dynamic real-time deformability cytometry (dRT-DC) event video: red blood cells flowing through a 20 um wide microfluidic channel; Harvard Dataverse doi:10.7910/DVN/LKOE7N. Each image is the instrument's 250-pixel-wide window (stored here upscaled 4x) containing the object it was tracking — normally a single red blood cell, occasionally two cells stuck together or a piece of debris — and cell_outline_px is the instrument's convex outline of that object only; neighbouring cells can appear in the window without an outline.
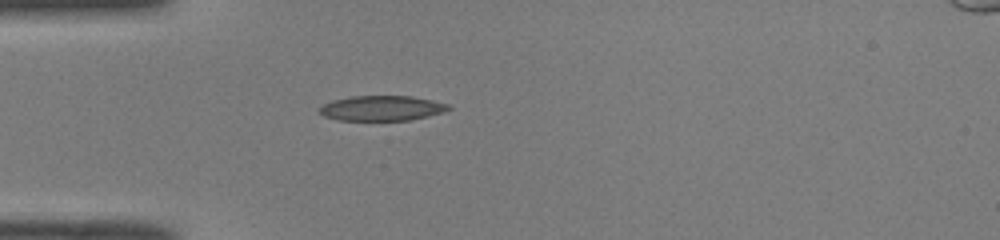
{"species": "common noctule bat (a hibernating species)", "species_latin": "Nyctalus noctula", "temperature_condition": "room temperature", "stored_images_in_passage": 36, "camera_frame_rate_fps": 3000, "um_per_image_px": 0.085, "animal": {"sex": "male", "body_mass_g": 19.0, "forearm_length_mm": 50.8}, "frame": {"image": 1, "passage_image": 1, "time_ms": 0.0, "image_size_px": [1000, 240], "cell_outline_px": [[452, 108], [444, 112], [428, 116], [408, 120], [336, 120], [324, 116], [316, 108], [332, 100], [352, 96], [412, 96], [432, 100], [448, 104]], "centroid_in_image_um": [32.43, 9.19], "position_along_channel_um": 52.6, "area_um2": 18.9}}
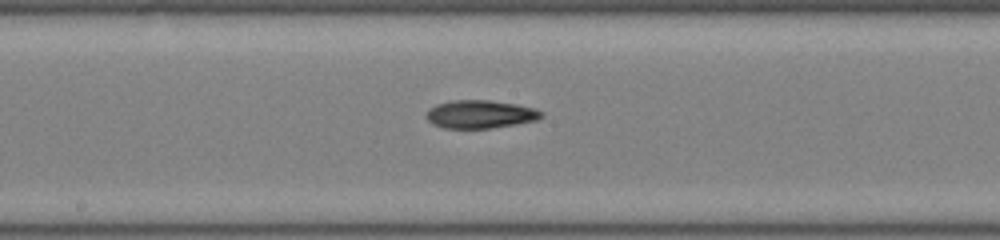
{"frame": {"image": 2, "passage_image": 13, "time_ms": 4.0, "image_size_px": [1000, 240], "cell_outline_px": [[544, 116], [536, 120], [516, 124], [492, 128], [444, 128], [432, 124], [424, 116], [428, 108], [436, 104], [452, 100], [488, 100], [516, 104], [536, 108], [544, 112]], "centroid_in_image_um": [40.81, 9.71], "position_along_channel_um": 207.4, "area_um2": 19.07}}
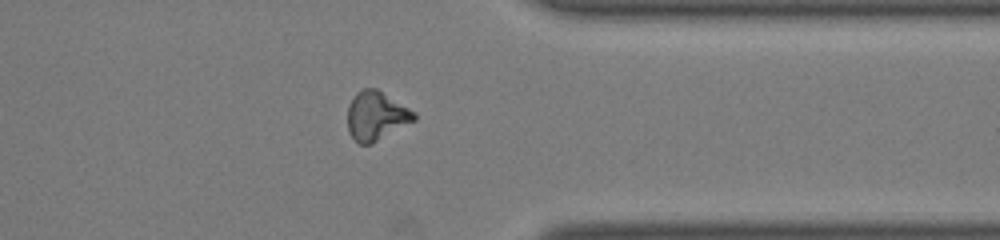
{"frame": {"image": 3, "passage_image": 26, "time_ms": 8.333, "image_size_px": [1000, 240], "cell_outline_px": [[416, 120], [372, 144], [360, 144], [348, 132], [348, 104], [352, 96], [360, 88], [376, 88], [416, 112]], "centroid_in_image_um": [31.97, 9.83], "position_along_channel_um": 379.4, "area_um2": 19.13}, "authors_computed_cell_mechanics": {"area_um2": 18.9006, "velocity_mm_per_s": 4.1044, "shape_relaxation_time_tau1_ms": 7.1549, "shape_relaxation_time_tau2_ms": null, "deformation_change_tau1": 0.172, "deformation_change_tau2": null}}